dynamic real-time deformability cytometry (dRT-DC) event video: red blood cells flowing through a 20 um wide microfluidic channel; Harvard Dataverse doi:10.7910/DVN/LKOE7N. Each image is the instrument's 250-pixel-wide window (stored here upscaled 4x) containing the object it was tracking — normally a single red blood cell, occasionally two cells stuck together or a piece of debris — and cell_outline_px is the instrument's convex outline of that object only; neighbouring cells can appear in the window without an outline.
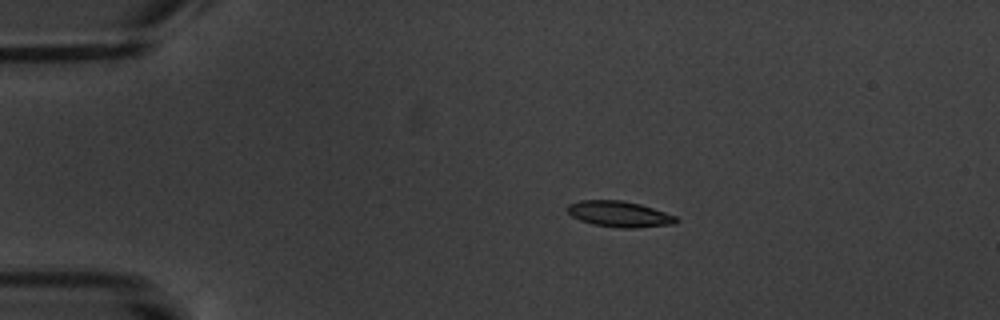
{"species": "common noctule bat (a hibernating species)", "species_latin": "Nyctalus noctula", "temperature_condition": "warm", "stored_images_in_passage": 6, "camera_frame_rate_fps": 3000, "um_per_image_px": 0.085, "animal": {"sex": "male", "body_mass_g": 20.1, "forearm_length_mm": 53.5}, "frame": {"image": 1, "passage_image": 3, "time_ms": 2.333, "image_size_px": [1000, 320], "cell_outline_px": [[680, 220], [676, 224], [636, 228], [620, 228], [592, 224], [580, 220], [572, 216], [564, 208], [568, 204], [580, 200], [620, 200], [640, 204], [676, 216]], "centroid_in_image_um": [52.63, 18.2], "position_along_channel_um": 32.4, "area_um2": 16.53}}
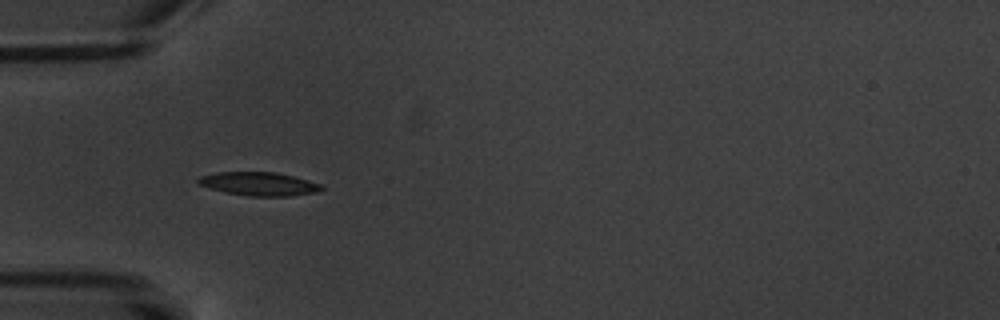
{"frame": {"image": 2, "passage_image": 5, "time_ms": 4.667, "image_size_px": [1000, 320], "cell_outline_px": [[324, 188], [316, 192], [288, 196], [248, 196], [224, 192], [200, 184], [196, 180], [200, 176], [216, 172], [276, 172], [308, 180], [320, 184]], "centroid_in_image_um": [22.0, 15.62], "position_along_channel_um": 63.0, "area_um2": 16.7}}